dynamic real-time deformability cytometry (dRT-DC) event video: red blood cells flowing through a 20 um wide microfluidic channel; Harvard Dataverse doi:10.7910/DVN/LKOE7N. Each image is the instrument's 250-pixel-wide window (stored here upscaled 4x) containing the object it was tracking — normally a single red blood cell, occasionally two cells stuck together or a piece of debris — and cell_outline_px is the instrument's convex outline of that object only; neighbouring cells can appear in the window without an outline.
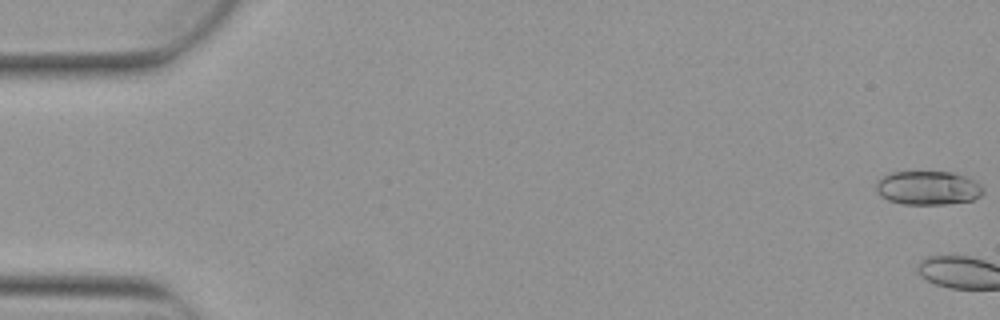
{"species": "Egyptian fruit bat (a non-hibernating species)", "species_latin": "Rousettus aegyptiacus", "temperature_condition": "warm", "stored_images_in_passage": 5, "camera_frame_rate_fps": 3000, "um_per_image_px": 0.085, "animal": {"sex": "female"}, "frame": {"image": 1, "passage_image": 1, "time_ms": 0.0, "image_size_px": [1000, 320], "cell_outline_px": [[984, 192], [980, 196], [972, 200], [948, 204], [904, 204], [888, 200], [880, 196], [876, 192], [876, 184], [884, 176], [892, 172], [952, 172], [968, 176], [976, 180], [984, 188]], "centroid_in_image_um": [78.92, 15.97], "position_along_channel_um": 6.1, "area_um2": 21.27}}